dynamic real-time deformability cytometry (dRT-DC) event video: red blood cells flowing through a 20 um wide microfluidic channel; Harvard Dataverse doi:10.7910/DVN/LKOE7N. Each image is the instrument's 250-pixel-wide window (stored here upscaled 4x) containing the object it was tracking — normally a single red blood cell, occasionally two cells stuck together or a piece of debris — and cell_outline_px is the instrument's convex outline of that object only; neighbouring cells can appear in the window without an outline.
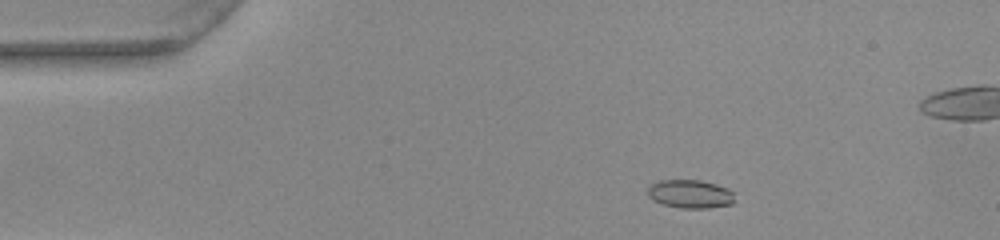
{"species": "common noctule bat (a hibernating species)", "species_latin": "Nyctalus noctula", "temperature_condition": "warm", "stored_images_in_passage": 40, "camera_frame_rate_fps": 3000, "um_per_image_px": 0.085, "animal": {"sex": "female", "body_mass_g": 22.0, "forearm_length_mm": 56.7}, "frame": {"image": 1, "passage_image": 4, "time_ms": 1.0, "image_size_px": [1000, 240], "cell_outline_px": [[736, 200], [732, 204], [708, 208], [680, 208], [664, 204], [652, 200], [648, 196], [648, 184], [660, 180], [700, 180], [716, 184], [728, 188], [732, 192]], "centroid_in_image_um": [58.66, 16.48], "position_along_channel_um": 26.3, "area_um2": 14.57}}
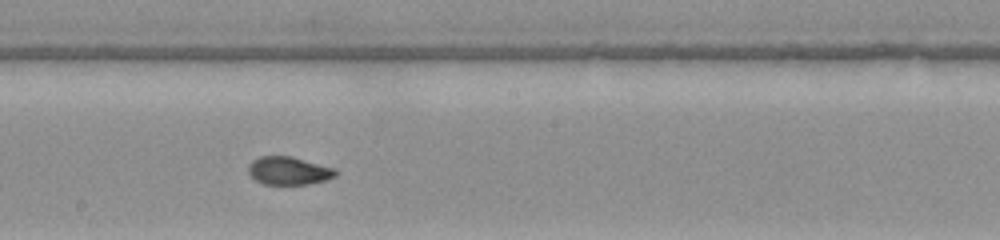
{"frame": {"image": 2, "passage_image": 24, "time_ms": 7.667, "image_size_px": [1000, 240], "cell_outline_px": [[340, 172], [336, 176], [328, 180], [308, 184], [264, 184], [256, 180], [248, 172], [248, 164], [252, 160], [260, 156], [292, 156], [336, 168]], "centroid_in_image_um": [24.59, 14.5], "position_along_channel_um": 223.6, "area_um2": 14.51}}
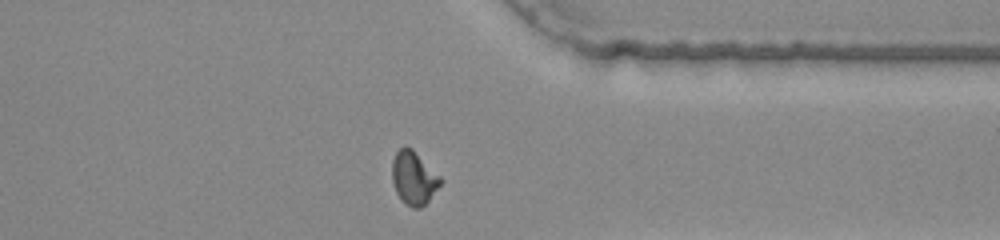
{"frame": {"image": 3, "passage_image": 36, "time_ms": 11.667, "image_size_px": [1000, 240], "cell_outline_px": [[444, 180], [428, 200], [420, 208], [412, 208], [396, 192], [392, 180], [392, 160], [396, 152], [404, 144], [412, 148]], "centroid_in_image_um": [35.17, 15.08], "position_along_channel_um": 376.2, "area_um2": 14.85}, "authors_computed_cell_mechanics": {"area_um2": 14.5656, "velocity_mm_per_s": 3.9493, "shape_relaxation_time_tau1_ms": null, "shape_relaxation_time_tau2_ms": 1.1929, "deformation_change_tau1": null, "deformation_change_tau2": 0.0405}}